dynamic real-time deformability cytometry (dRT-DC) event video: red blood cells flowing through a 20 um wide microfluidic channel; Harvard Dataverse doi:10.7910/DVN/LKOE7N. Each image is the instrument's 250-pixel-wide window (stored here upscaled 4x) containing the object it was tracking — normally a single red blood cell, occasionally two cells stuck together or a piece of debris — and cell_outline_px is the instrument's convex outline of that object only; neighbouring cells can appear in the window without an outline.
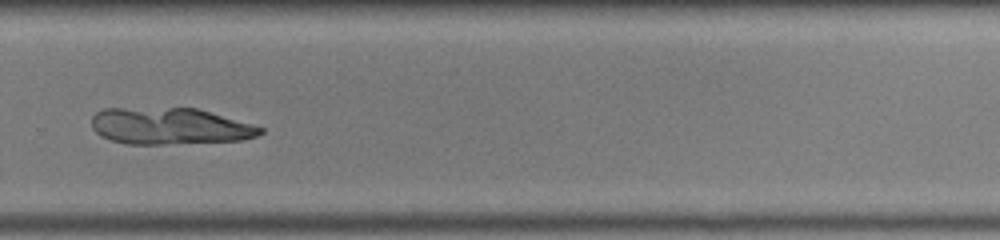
{"species": "common noctule bat (a hibernating species)", "species_latin": "Nyctalus noctula", "temperature_condition": "warm", "stored_images_in_passage": 35, "camera_frame_rate_fps": 3000, "um_per_image_px": 0.085, "animal": {"sex": "male", "body_mass_g": 19.0, "forearm_length_mm": 50.8}, "frame": {"image": 1, "passage_image": 20, "time_ms": 6.333, "image_size_px": [1000, 240], "cell_outline_px": [[264, 132], [256, 136], [244, 140], [164, 144], [128, 144], [112, 140], [100, 136], [92, 128], [92, 116], [96, 112], [104, 108], [196, 108], [252, 124], [264, 128]], "centroid_in_image_um": [14.42, 10.72], "position_along_channel_um": 315.4, "area_um2": 35.95}}